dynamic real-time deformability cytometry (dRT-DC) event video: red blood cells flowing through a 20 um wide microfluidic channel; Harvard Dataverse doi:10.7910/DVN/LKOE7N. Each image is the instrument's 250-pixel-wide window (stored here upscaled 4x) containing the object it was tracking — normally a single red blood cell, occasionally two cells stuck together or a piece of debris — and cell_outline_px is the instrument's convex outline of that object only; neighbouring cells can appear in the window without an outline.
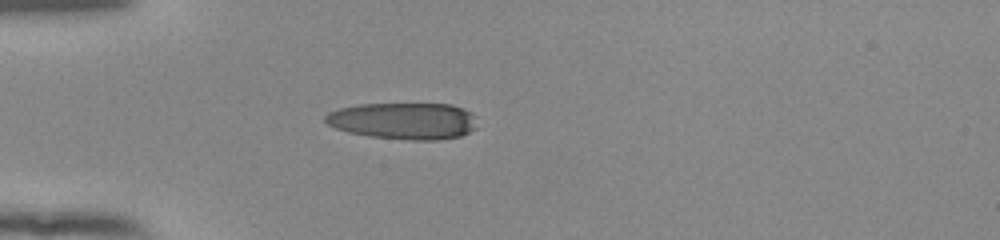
{"species": "human", "species_latin": "Homo sapiens", "temperature_condition": "room temperature", "stored_images_in_passage": 38, "camera_frame_rate_fps": 3000, "um_per_image_px": 0.085, "donor": {"sex": "female"}, "frame": {"image": 1, "passage_image": 1, "time_ms": 0.0, "image_size_px": [1000, 240], "cell_outline_px": [[476, 128], [460, 136], [436, 140], [408, 140], [368, 136], [348, 132], [336, 128], [328, 124], [324, 120], [324, 116], [328, 112], [340, 108], [360, 104], [452, 104], [464, 108], [472, 112], [476, 116]], "centroid_in_image_um": [34.33, 10.27], "position_along_channel_um": 50.7, "area_um2": 32.71}}
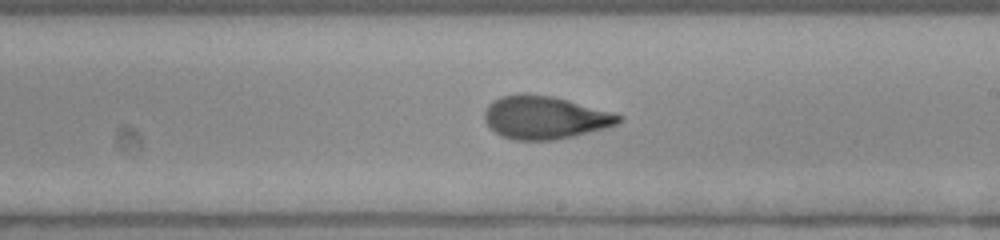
{"frame": {"image": 2, "passage_image": 17, "time_ms": 5.333, "image_size_px": [1000, 240], "cell_outline_px": [[624, 120], [616, 124], [604, 128], [556, 140], [512, 140], [500, 136], [484, 120], [484, 112], [488, 104], [492, 100], [500, 96], [520, 92], [524, 92], [552, 96], [568, 100], [612, 112], [624, 116]], "centroid_in_image_um": [46.28, 9.97], "position_along_channel_um": 242.7, "area_um2": 33.81}}
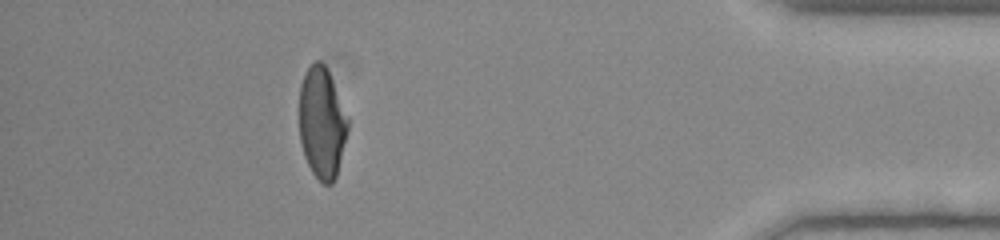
{"frame": {"image": 3, "passage_image": 33, "time_ms": 10.667, "image_size_px": [1000, 240], "cell_outline_px": [[348, 128], [336, 176], [332, 184], [324, 184], [312, 172], [304, 156], [300, 140], [300, 84], [308, 68], [316, 60], [320, 60], [324, 64], [332, 80], [348, 116]], "centroid_in_image_um": [27.36, 10.44], "position_along_channel_um": 407.8, "area_um2": 31.1}, "authors_computed_cell_mechanics": {"area_um2": 33.3506, "velocity_mm_per_s": 3.924, "shape_relaxation_time_tau1_ms": 5.9075, "shape_relaxation_time_tau2_ms": 1.3981, "deformation_change_tau1": 0.2156, "deformation_change_tau2": 0.076}}